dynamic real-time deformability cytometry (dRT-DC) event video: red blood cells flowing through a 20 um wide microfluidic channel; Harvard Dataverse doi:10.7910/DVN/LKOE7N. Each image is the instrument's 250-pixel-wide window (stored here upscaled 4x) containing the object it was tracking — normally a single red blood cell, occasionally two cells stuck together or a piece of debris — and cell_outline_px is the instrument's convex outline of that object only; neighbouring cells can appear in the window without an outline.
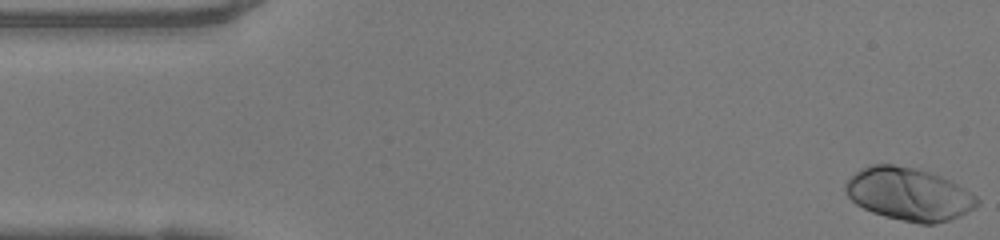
{"species": "human", "species_latin": "Homo sapiens", "temperature_condition": "warm", "stored_images_in_passage": 41, "camera_frame_rate_fps": 3000, "um_per_image_px": 0.085, "donor": {"sex": "female"}, "frame": {"image": 1, "passage_image": 1, "time_ms": 0.0, "image_size_px": [1000, 240], "cell_outline_px": [[980, 204], [960, 216], [936, 224], [920, 224], [900, 220], [884, 216], [872, 212], [856, 204], [844, 192], [844, 184], [860, 168], [872, 164], [892, 164], [916, 168], [940, 176], [964, 188], [976, 196], [980, 200]], "centroid_in_image_um": [77.23, 16.5], "position_along_channel_um": 7.8, "area_um2": 40.46}}
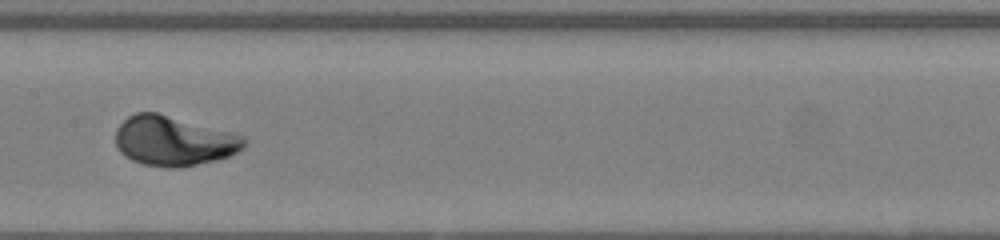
{"frame": {"image": 2, "passage_image": 24, "time_ms": 7.667, "image_size_px": [1000, 240], "cell_outline_px": [[248, 140], [244, 148], [228, 156], [216, 160], [180, 168], [164, 168], [144, 164], [132, 160], [124, 156], [116, 148], [116, 128], [128, 116], [136, 112], [156, 112], [244, 136]], "centroid_in_image_um": [14.74, 11.99], "position_along_channel_um": 192.7, "area_um2": 37.28}}
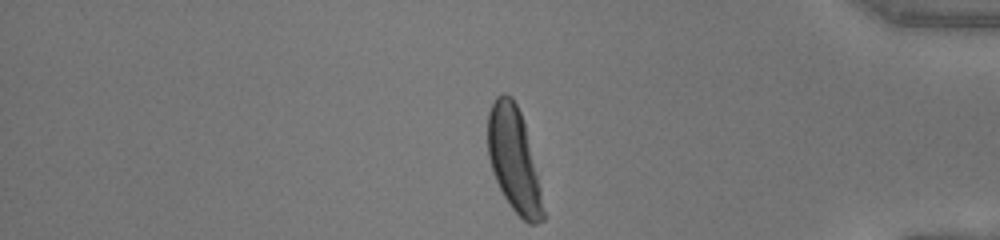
{"frame": {"image": 3, "passage_image": 41, "time_ms": 13.333, "image_size_px": [1000, 240], "cell_outline_px": [[544, 220], [536, 224], [528, 224], [512, 208], [504, 196], [492, 172], [488, 156], [488, 112], [496, 96], [500, 92], [504, 92], [512, 96], [520, 112], [524, 124], [540, 188], [544, 212]], "centroid_in_image_um": [43.66, 13.56], "position_along_channel_um": 391.5, "area_um2": 33.06}}